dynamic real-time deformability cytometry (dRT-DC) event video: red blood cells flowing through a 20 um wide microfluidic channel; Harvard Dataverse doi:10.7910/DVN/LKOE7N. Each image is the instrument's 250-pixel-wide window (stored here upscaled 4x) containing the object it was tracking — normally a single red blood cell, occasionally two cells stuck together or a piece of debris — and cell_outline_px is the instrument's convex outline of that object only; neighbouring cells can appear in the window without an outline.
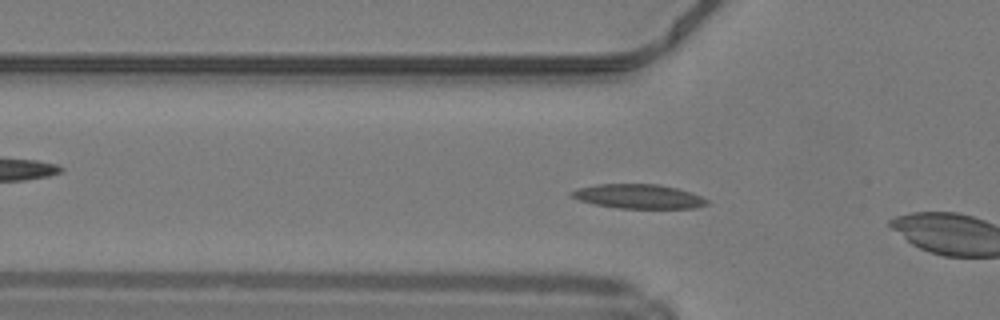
{"species": "common noctule bat (a hibernating species)", "species_latin": "Nyctalus noctula", "temperature_condition": "warm", "stored_images_in_passage": 5, "camera_frame_rate_fps": 3000, "um_per_image_px": 0.085, "animal": {"sex": "male", "body_mass_g": 19.2, "forearm_length_mm": 51.8}, "frame": {"image": 1, "passage_image": 4, "time_ms": 1.0, "image_size_px": [1000, 320], "cell_outline_px": [[712, 204], [692, 208], [620, 208], [596, 204], [580, 200], [568, 196], [568, 192], [576, 188], [596, 184], [660, 184], [676, 188], [700, 196], [708, 200]], "centroid_in_image_um": [54.24, 16.69], "position_along_channel_um": 71.6, "area_um2": 19.19}}